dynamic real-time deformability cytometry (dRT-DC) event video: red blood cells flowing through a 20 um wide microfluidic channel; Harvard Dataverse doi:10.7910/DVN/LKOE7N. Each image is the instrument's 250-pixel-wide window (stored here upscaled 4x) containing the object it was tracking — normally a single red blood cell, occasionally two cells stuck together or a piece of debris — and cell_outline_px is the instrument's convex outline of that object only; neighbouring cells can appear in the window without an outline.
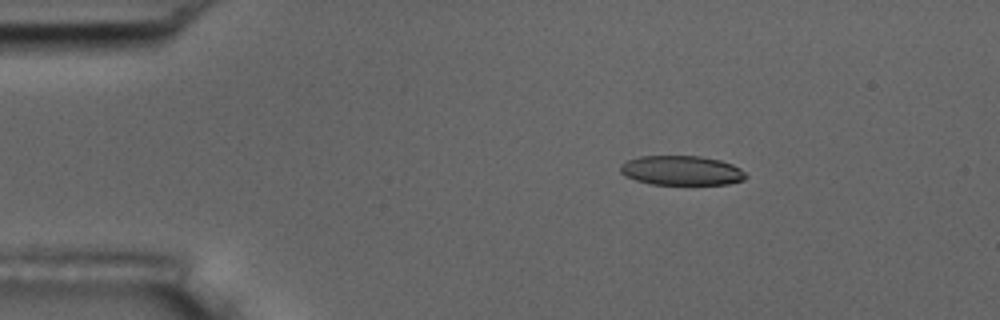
{"species": "common noctule bat (a hibernating species)", "species_latin": "Nyctalus noctula", "temperature_condition": "room temperature", "stored_images_in_passage": 4, "camera_frame_rate_fps": 3000, "um_per_image_px": 0.085, "animal": {"sex": "male", "body_mass_g": 17.5, "forearm_length_mm": 52.3}, "frame": {"image": 1, "passage_image": 2, "time_ms": 1.333, "image_size_px": [1000, 320], "cell_outline_px": [[748, 176], [744, 180], [728, 184], [652, 184], [636, 180], [624, 176], [620, 172], [620, 164], [628, 160], [640, 156], [700, 156], [720, 160], [732, 164], [740, 168]], "centroid_in_image_um": [57.93, 14.49], "position_along_channel_um": 27.1, "area_um2": 21.62}}